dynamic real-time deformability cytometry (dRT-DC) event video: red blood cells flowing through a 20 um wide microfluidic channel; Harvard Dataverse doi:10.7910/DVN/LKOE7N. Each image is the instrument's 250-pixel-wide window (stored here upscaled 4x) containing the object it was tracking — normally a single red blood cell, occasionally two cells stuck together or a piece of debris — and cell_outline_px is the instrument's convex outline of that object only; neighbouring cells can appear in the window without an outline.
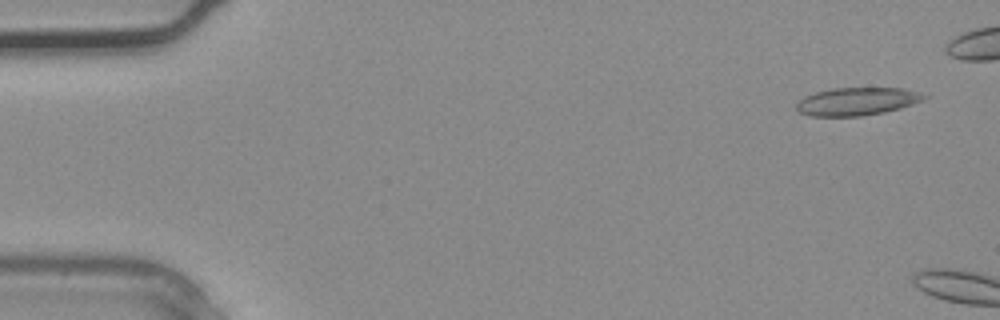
{"species": "common noctule bat (a hibernating species)", "species_latin": "Nyctalus noctula", "temperature_condition": "warm", "stored_images_in_passage": 3, "camera_frame_rate_fps": 3000, "um_per_image_px": 0.085, "animal": {"sex": "male", "body_mass_g": 20.4}, "frame": {"image": 1, "passage_image": 1, "time_ms": 0.0, "image_size_px": [1000, 320], "cell_outline_px": [[928, 96], [924, 100], [900, 108], [884, 112], [864, 116], [812, 116], [800, 112], [796, 108], [796, 104], [804, 96], [816, 92], [832, 88], [904, 88]], "centroid_in_image_um": [72.84, 8.62], "position_along_channel_um": 12.2, "area_um2": 20.63}}